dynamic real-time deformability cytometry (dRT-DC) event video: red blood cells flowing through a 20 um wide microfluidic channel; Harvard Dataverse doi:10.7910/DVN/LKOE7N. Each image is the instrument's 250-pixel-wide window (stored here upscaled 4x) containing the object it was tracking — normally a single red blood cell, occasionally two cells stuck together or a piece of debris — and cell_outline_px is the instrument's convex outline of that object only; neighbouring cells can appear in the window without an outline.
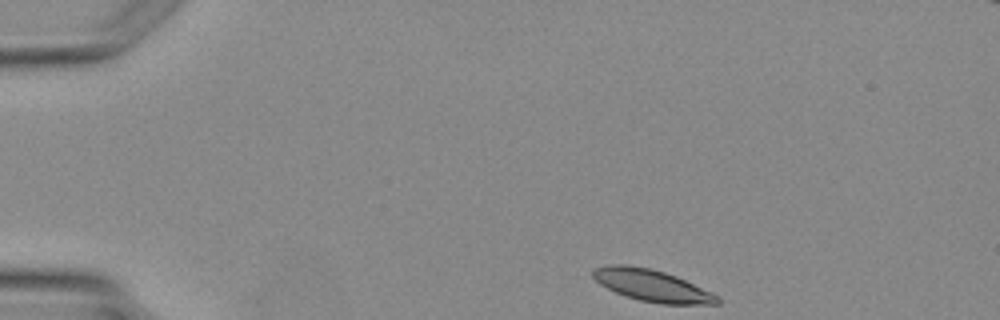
{"species": "Egyptian fruit bat (a non-hibernating species)", "species_latin": "Rousettus aegyptiacus", "temperature_condition": "warm", "stored_images_in_passage": 3, "camera_frame_rate_fps": 3000, "um_per_image_px": 0.085, "animal": {"sex": "female"}, "frame": {"image": 1, "passage_image": 1, "time_ms": 0.0, "image_size_px": [1000, 320], "cell_outline_px": [[720, 304], [660, 304], [640, 300], [616, 292], [600, 284], [592, 276], [592, 268], [608, 264], [624, 264], [652, 268], [676, 276], [712, 292], [720, 296]], "centroid_in_image_um": [55.42, 24.26], "position_along_channel_um": 29.6, "area_um2": 23.12}}